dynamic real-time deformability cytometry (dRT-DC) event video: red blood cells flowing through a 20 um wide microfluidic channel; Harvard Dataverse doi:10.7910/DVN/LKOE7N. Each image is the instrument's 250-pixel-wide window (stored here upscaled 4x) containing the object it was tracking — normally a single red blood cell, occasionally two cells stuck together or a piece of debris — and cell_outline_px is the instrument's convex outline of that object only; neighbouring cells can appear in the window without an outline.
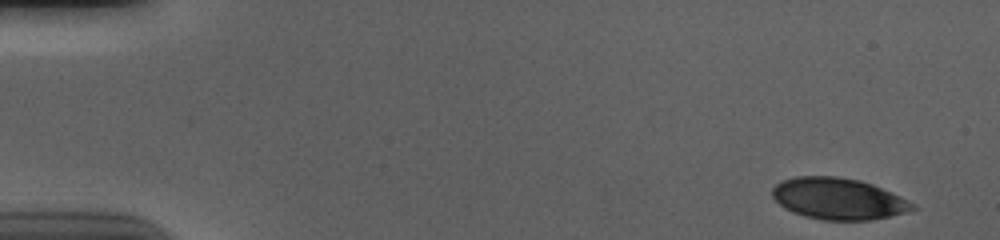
{"species": "human", "species_latin": "Homo sapiens", "temperature_condition": "cold", "stored_images_in_passage": 55, "camera_frame_rate_fps": 3000, "um_per_image_px": 0.085, "donor": {"sex": "male"}, "frame": {"image": 1, "passage_image": 2, "time_ms": 0.333, "image_size_px": [1000, 240], "cell_outline_px": [[920, 208], [908, 212], [868, 220], [820, 220], [804, 216], [792, 212], [784, 208], [772, 196], [772, 188], [780, 180], [796, 176], [836, 176], [860, 180], [872, 184], [900, 196], [916, 204]], "centroid_in_image_um": [71.26, 16.89], "position_along_channel_um": 13.7, "area_um2": 34.1}}
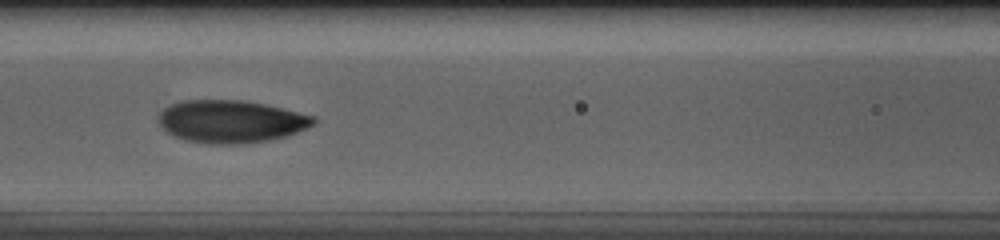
{"frame": {"image": 2, "passage_image": 24, "time_ms": 7.667, "image_size_px": [1000, 240], "cell_outline_px": [[316, 124], [308, 128], [284, 136], [268, 140], [240, 144], [208, 144], [188, 140], [176, 136], [168, 132], [160, 124], [156, 116], [164, 108], [172, 104], [184, 100], [244, 100], [264, 104], [316, 116]], "centroid_in_image_um": [19.65, 10.32], "position_along_channel_um": 147.0, "area_um2": 38.38}}
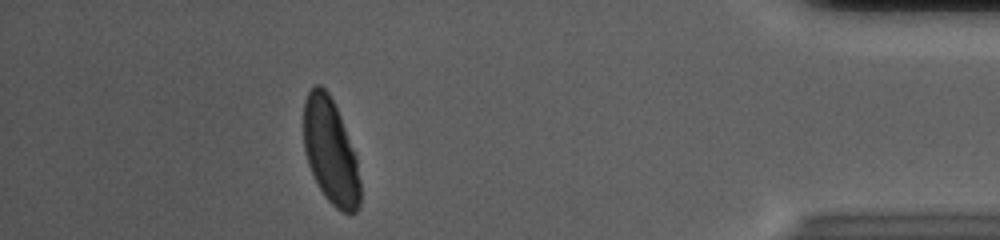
{"frame": {"image": 3, "passage_image": 49, "time_ms": 16.0, "image_size_px": [1000, 240], "cell_outline_px": [[360, 204], [356, 212], [340, 212], [324, 196], [308, 164], [304, 148], [304, 100], [308, 92], [316, 84], [320, 84], [328, 92], [340, 116], [356, 152], [360, 180]], "centroid_in_image_um": [28.11, 12.88], "position_along_channel_um": 407.1, "area_um2": 34.74}, "authors_computed_cell_mechanics": {"area_um2": 36.9342, "velocity_mm_per_s": 3.687, "shape_relaxation_time_tau1_ms": 3.2491, "shape_relaxation_time_tau2_ms": null, "deformation_change_tau1": 0.1628, "deformation_change_tau2": null}}